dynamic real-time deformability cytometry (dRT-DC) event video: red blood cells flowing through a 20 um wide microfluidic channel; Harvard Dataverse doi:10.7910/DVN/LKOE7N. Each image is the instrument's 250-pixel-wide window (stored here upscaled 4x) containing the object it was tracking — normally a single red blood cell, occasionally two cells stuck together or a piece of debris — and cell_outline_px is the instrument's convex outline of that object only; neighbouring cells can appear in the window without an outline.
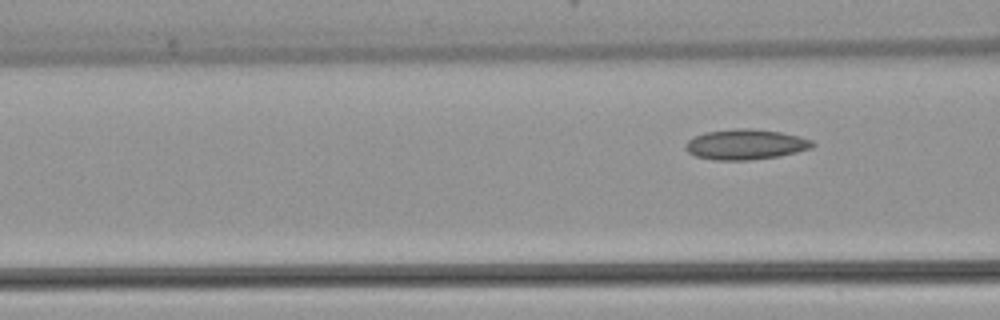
{"species": "common noctule bat (a hibernating species)", "species_latin": "Nyctalus noctula", "temperature_condition": "warm", "stored_images_in_passage": 4, "camera_frame_rate_fps": 3000, "um_per_image_px": 0.085, "animal": {"sex": "female", "body_mass_g": 22.7, "forearm_length_mm": 54.2}, "frame": {"image": 1, "passage_image": 4, "time_ms": 3.667, "image_size_px": [1000, 320], "cell_outline_px": [[816, 144], [812, 148], [780, 156], [748, 160], [712, 160], [696, 156], [688, 152], [684, 148], [684, 144], [688, 140], [704, 132], [736, 128], [748, 128], [780, 132], [800, 136], [812, 140]], "centroid_in_image_um": [63.37, 12.27], "position_along_channel_um": 103.2, "area_um2": 22.54}}